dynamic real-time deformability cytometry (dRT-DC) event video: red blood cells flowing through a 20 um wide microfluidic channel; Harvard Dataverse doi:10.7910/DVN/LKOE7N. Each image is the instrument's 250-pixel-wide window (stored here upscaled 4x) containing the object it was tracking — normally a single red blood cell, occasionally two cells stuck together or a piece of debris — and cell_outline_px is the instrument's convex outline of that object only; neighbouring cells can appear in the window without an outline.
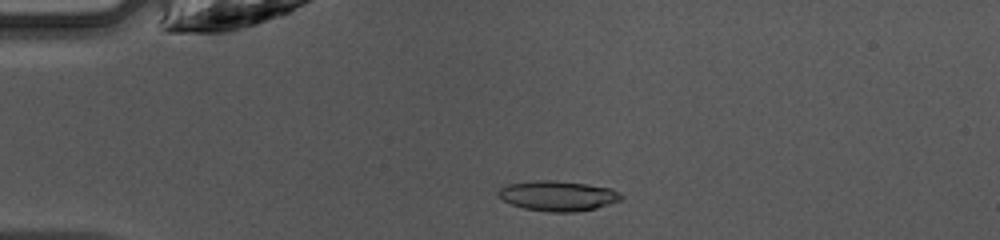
{"species": "common noctule bat (a hibernating species)", "species_latin": "Nyctalus noctula", "temperature_condition": "warm", "stored_images_in_passage": 44, "camera_frame_rate_fps": 3000, "um_per_image_px": 0.085, "animal": {"sex": "female", "body_mass_g": 10.0, "forearm_length_mm": 53.1}, "frame": {"image": 1, "passage_image": 8, "time_ms": 2.333, "image_size_px": [1000, 240], "cell_outline_px": [[624, 196], [620, 200], [596, 208], [576, 212], [548, 212], [524, 208], [512, 204], [504, 200], [496, 192], [500, 188], [508, 184], [532, 180], [556, 180], [588, 184], [612, 188]], "centroid_in_image_um": [47.43, 16.64], "position_along_channel_um": 37.6, "area_um2": 21.62}}
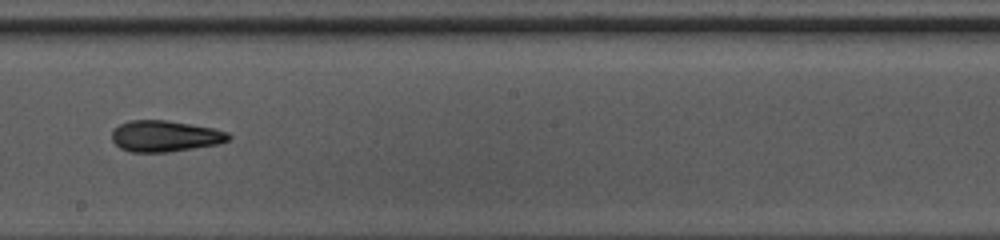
{"frame": {"image": 2, "passage_image": 24, "time_ms": 7.667, "image_size_px": [1000, 240], "cell_outline_px": [[232, 136], [228, 140], [216, 144], [168, 152], [132, 152], [120, 148], [112, 140], [112, 132], [120, 124], [128, 120], [168, 120], [212, 128], [228, 132]], "centroid_in_image_um": [14.01, 11.56], "position_along_channel_um": 234.2, "area_um2": 21.04}}
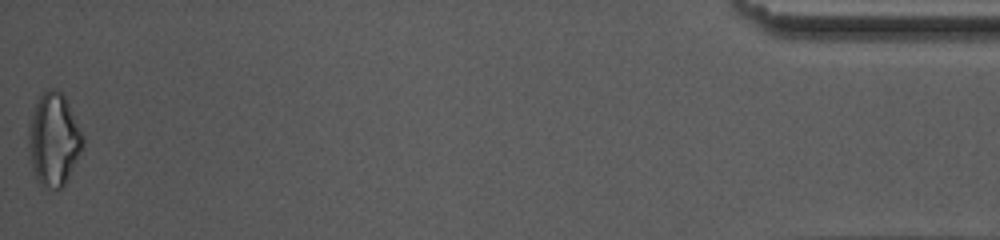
{"frame": {"image": 3, "passage_image": 44, "time_ms": 14.333, "image_size_px": [1000, 240], "cell_outline_px": [[84, 148], [64, 184], [60, 188], [52, 188], [40, 184], [36, 176], [32, 164], [28, 148], [28, 124], [36, 104], [40, 96], [48, 88], [56, 88], [64, 96], [84, 136]], "centroid_in_image_um": [4.58, 11.84], "position_along_channel_um": 430.6, "area_um2": 29.02}, "authors_computed_cell_mechanics": {"area_um2": 21.3282, "velocity_mm_per_s": 4.2807, "shape_relaxation_time_tau1_ms": 10.5514, "shape_relaxation_time_tau2_ms": 3.0022, "deformation_change_tau1": 0.2587, "deformation_change_tau2": 0.1084}}